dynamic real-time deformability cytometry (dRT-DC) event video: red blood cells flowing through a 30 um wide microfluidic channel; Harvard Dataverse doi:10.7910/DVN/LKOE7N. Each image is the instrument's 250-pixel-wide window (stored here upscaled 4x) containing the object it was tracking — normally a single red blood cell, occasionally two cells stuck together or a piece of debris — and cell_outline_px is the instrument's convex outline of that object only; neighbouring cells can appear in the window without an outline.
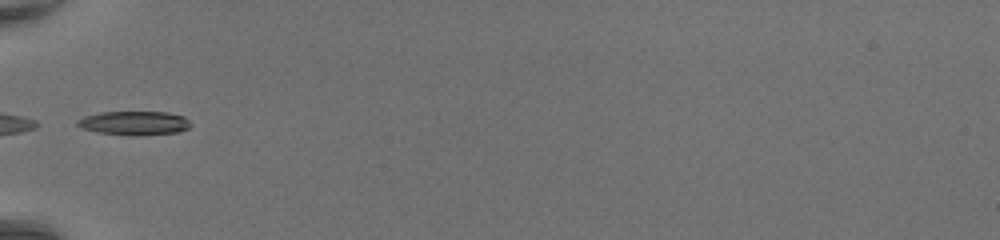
{"species": "common noctule bat (a hibernating species)", "species_latin": "Nyctalus noctula", "temperature_condition": "room temperature", "stored_images_in_passage": 31, "camera_frame_rate_fps": 3000, "um_per_image_px": 0.085, "animal": {"sex": "female", "body_mass_g": 20.0, "forearm_length_mm": 54.0}, "frame": {"image": 1, "passage_image": 1, "time_ms": 0.0, "image_size_px": [1000, 240], "cell_outline_px": [[192, 124], [188, 128], [176, 132], [136, 136], [132, 136], [96, 132], [80, 128], [76, 124], [76, 120], [84, 116], [100, 112], [168, 112], [184, 116]], "centroid_in_image_um": [11.38, 10.46], "position_along_channel_um": 73.6, "area_um2": 15.95}}
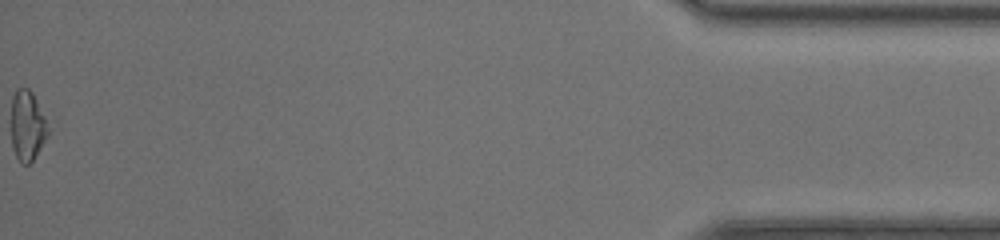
{"frame": {"image": 2, "passage_image": 31, "time_ms": 10.0, "image_size_px": [1000, 240], "cell_outline_px": [[48, 136], [32, 160], [28, 164], [20, 164], [16, 156], [12, 144], [12, 96], [16, 88], [28, 88], [32, 92], [44, 116], [48, 128]], "centroid_in_image_um": [2.31, 10.68], "position_along_channel_um": 432.9, "area_um2": 14.8}, "authors_computed_cell_mechanics": {"area_um2": 15.317, "velocity_mm_per_s": 4.4359, "shape_relaxation_time_tau1_ms": 6.7971, "shape_relaxation_time_tau2_ms": 3.6178, "deformation_change_tau1": 0.2145, "deformation_change_tau2": 0.1001}}